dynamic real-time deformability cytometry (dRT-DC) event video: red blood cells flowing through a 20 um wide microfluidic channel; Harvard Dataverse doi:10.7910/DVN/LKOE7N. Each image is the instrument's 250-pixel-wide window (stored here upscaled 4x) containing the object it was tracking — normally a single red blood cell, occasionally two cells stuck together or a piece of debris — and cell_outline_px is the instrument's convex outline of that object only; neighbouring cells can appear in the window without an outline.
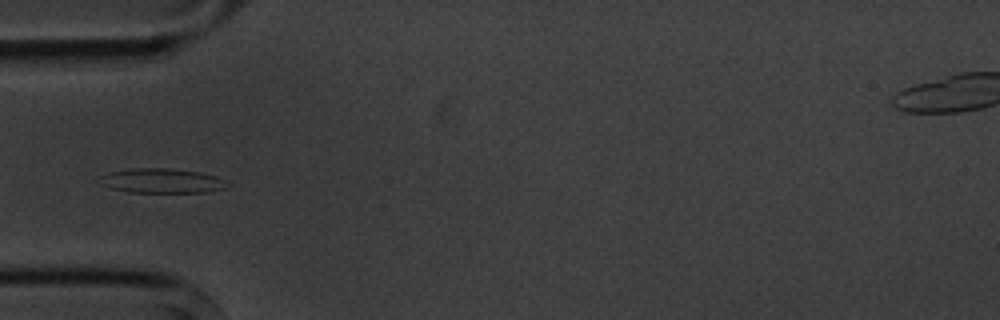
{"species": "common noctule bat (a hibernating species)", "species_latin": "Nyctalus noctula", "temperature_condition": "cold", "stored_images_in_passage": 6, "camera_frame_rate_fps": 3000, "um_per_image_px": 0.085, "animal": {"sex": "male", "body_mass_g": 20.1, "forearm_length_mm": 53.5}, "frame": {"image": 1, "passage_image": 4, "time_ms": 3.333, "image_size_px": [1000, 320], "cell_outline_px": [[224, 188], [208, 192], [128, 192], [112, 188], [100, 184], [100, 176], [108, 172], [132, 168], [172, 168], [200, 172], [216, 176]], "centroid_in_image_um": [13.63, 15.35], "position_along_channel_um": 71.4, "area_um2": 17.92}}
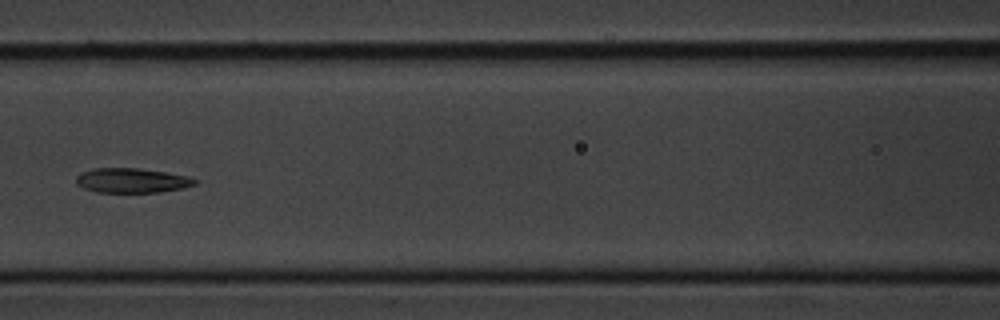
{"frame": {"image": 2, "passage_image": 6, "time_ms": 5.667, "image_size_px": [1000, 320], "cell_outline_px": [[200, 180], [196, 184], [180, 188], [160, 192], [96, 192], [84, 188], [76, 184], [76, 176], [92, 168], [136, 168], [192, 176]], "centroid_in_image_um": [11.24, 15.34], "position_along_channel_um": 155.4, "area_um2": 17.05}}